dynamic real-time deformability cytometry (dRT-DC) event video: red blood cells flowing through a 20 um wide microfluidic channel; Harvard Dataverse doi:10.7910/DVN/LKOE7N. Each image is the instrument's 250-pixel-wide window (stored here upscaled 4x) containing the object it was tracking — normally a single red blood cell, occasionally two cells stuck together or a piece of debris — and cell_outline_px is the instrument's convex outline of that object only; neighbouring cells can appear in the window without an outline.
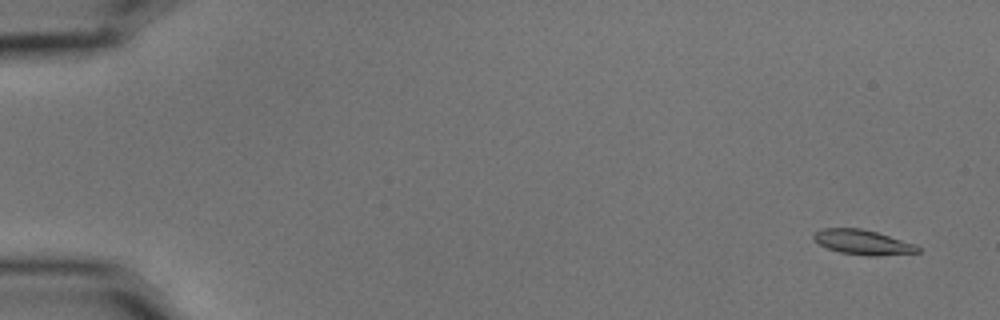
{"species": "common noctule bat (a hibernating species)", "species_latin": "Nyctalus noctula", "temperature_condition": "cold", "stored_images_in_passage": 4, "camera_frame_rate_fps": 3000, "um_per_image_px": 0.085, "animal": {"sex": "male", "body_mass_g": 15.6}, "frame": {"image": 1, "passage_image": 1, "time_ms": 0.0, "image_size_px": [1000, 320], "cell_outline_px": [[920, 252], [876, 256], [868, 256], [840, 252], [828, 248], [820, 244], [812, 236], [816, 232], [824, 228], [860, 228], [876, 232], [916, 244], [920, 248]], "centroid_in_image_um": [73.37, 20.59], "position_along_channel_um": 11.6, "area_um2": 14.85}}
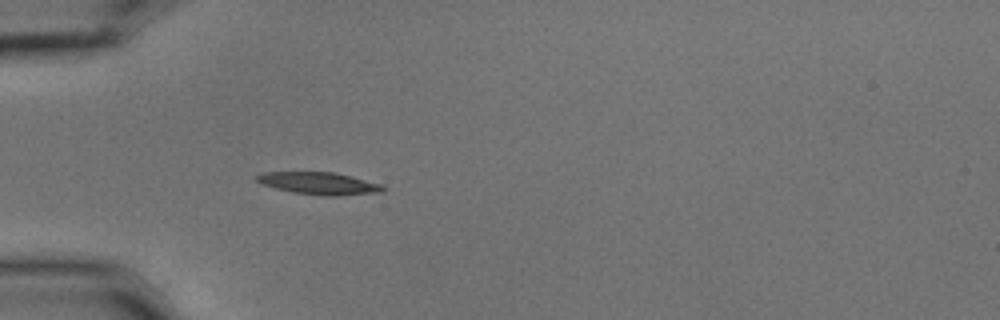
{"frame": {"image": 2, "passage_image": 4, "time_ms": 1.0, "image_size_px": [1000, 320], "cell_outline_px": [[384, 192], [336, 196], [324, 196], [292, 192], [260, 184], [252, 176], [264, 172], [336, 172], [384, 184]], "centroid_in_image_um": [27.13, 15.58], "position_along_channel_um": 57.9, "area_um2": 16.7}}